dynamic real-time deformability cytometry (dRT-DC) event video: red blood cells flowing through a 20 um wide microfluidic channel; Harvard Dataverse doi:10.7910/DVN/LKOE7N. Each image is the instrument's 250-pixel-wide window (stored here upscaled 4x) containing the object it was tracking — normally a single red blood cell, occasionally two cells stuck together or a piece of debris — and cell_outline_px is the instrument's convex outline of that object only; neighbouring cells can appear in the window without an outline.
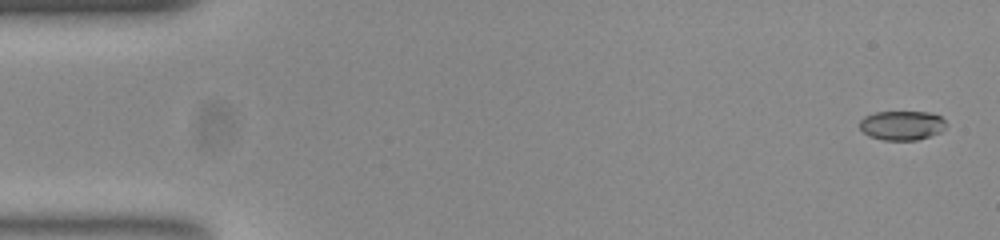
{"species": "common noctule bat (a hibernating species)", "species_latin": "Nyctalus noctula", "temperature_condition": "room temperature", "stored_images_in_passage": 53, "camera_frame_rate_fps": 3000, "um_per_image_px": 0.085, "animal": {"sex": "female", "body_mass_g": 23.0, "forearm_length_mm": 53.4}, "frame": {"image": 1, "passage_image": 2, "time_ms": 0.333, "image_size_px": [1000, 240], "cell_outline_px": [[948, 124], [940, 132], [916, 140], [884, 140], [868, 136], [860, 128], [860, 120], [864, 116], [876, 112], [928, 112], [940, 116]], "centroid_in_image_um": [76.65, 10.65], "position_along_channel_um": 8.3, "area_um2": 14.74}}
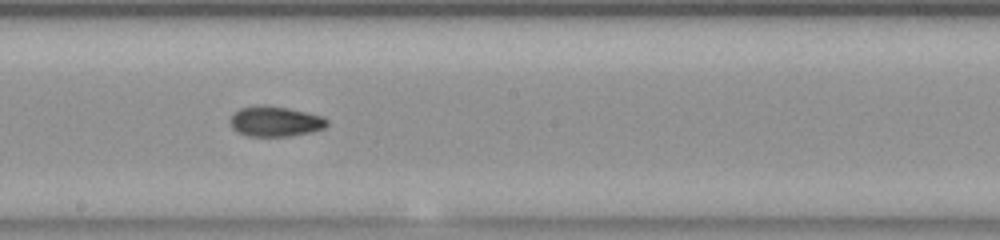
{"frame": {"image": 2, "passage_image": 29, "time_ms": 9.333, "image_size_px": [1000, 240], "cell_outline_px": [[328, 124], [324, 128], [312, 132], [288, 136], [248, 136], [236, 132], [232, 128], [232, 116], [240, 108], [256, 104], [264, 104], [288, 108], [324, 116], [328, 120]], "centroid_in_image_um": [23.42, 10.31], "position_along_channel_um": 224.8, "area_um2": 17.17}}
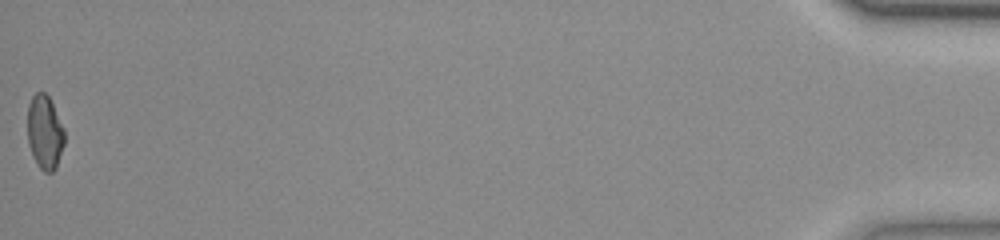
{"frame": {"image": 3, "passage_image": 53, "time_ms": 17.333, "image_size_px": [1000, 240], "cell_outline_px": [[64, 144], [56, 168], [52, 172], [44, 172], [36, 164], [28, 144], [28, 104], [32, 96], [36, 92], [44, 92], [48, 96], [64, 128]], "centroid_in_image_um": [3.8, 11.26], "position_along_channel_um": 431.4, "area_um2": 15.9}, "authors_computed_cell_mechanics": {"area_um2": 16.2996, "velocity_mm_per_s": 3.8905, "shape_relaxation_time_tau1_ms": 6.3156, "shape_relaxation_time_tau2_ms": 2.2376, "deformation_change_tau1": 0.1842, "deformation_change_tau2": 0.0689}}